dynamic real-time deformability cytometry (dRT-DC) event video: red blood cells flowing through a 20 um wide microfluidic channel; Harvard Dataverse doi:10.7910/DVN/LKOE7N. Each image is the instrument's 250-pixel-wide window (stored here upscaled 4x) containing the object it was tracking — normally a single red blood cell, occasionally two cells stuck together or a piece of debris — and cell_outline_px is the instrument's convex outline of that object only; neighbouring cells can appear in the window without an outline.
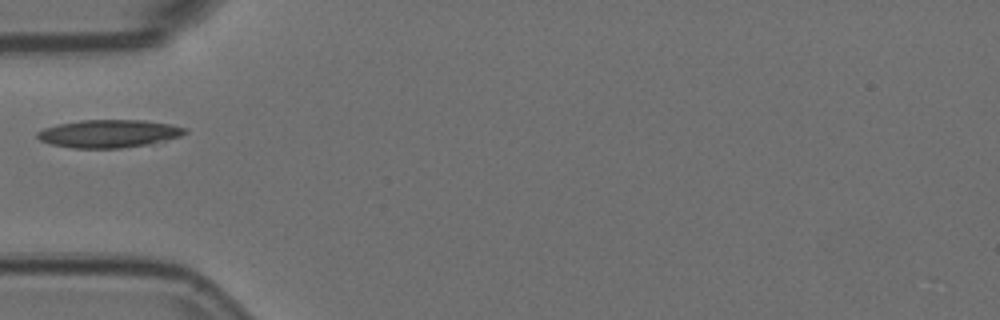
{"species": "Egyptian fruit bat (a non-hibernating species)", "species_latin": "Rousettus aegyptiacus", "temperature_condition": "room temperature", "stored_images_in_passage": 3, "camera_frame_rate_fps": 3000, "um_per_image_px": 0.085, "animal": {"sex": "female"}, "frame": {"image": 1, "passage_image": 2, "time_ms": 0.333, "image_size_px": [1000, 320], "cell_outline_px": [[188, 132], [180, 136], [152, 144], [120, 148], [72, 148], [52, 144], [40, 140], [36, 136], [36, 132], [44, 128], [56, 124], [80, 120], [144, 120], [172, 124], [188, 128]], "centroid_in_image_um": [9.28, 11.35], "position_along_channel_um": 75.7, "area_um2": 24.22}}
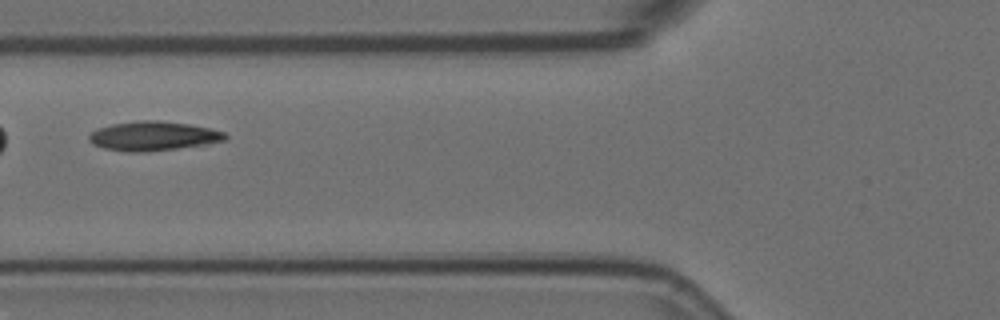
{"frame": {"image": 2, "passage_image": 3, "time_ms": 0.667, "image_size_px": [1000, 320], "cell_outline_px": [[228, 136], [224, 140], [208, 144], [144, 152], [124, 152], [104, 148], [88, 140], [88, 136], [96, 128], [112, 124], [136, 120], [156, 120], [188, 124], [208, 128], [224, 132]], "centroid_in_image_um": [12.99, 11.56], "position_along_channel_um": 112.8, "area_um2": 23.12}}